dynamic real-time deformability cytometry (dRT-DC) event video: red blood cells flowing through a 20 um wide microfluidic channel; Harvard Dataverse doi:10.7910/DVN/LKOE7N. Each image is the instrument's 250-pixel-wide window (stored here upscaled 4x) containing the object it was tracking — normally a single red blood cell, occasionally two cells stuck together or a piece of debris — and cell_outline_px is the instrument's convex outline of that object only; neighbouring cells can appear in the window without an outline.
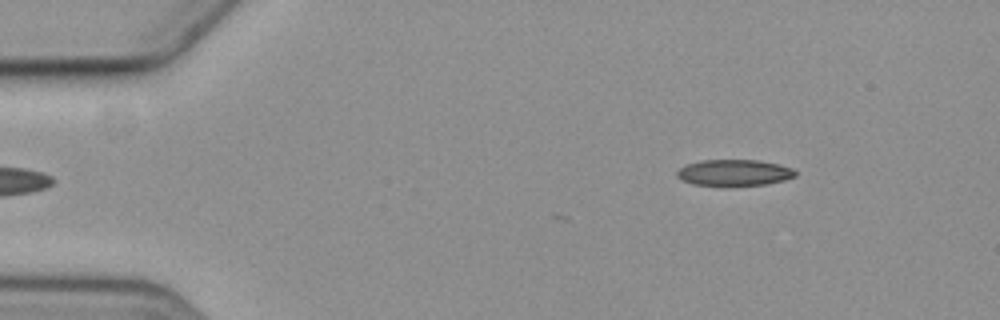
{"species": "common noctule bat (a hibernating species)", "species_latin": "Nyctalus noctula", "temperature_condition": "cold", "stored_images_in_passage": 6, "segment_of_instrument_passage": [2, 2], "camera_frame_rate_fps": 3000, "um_per_image_px": 0.085, "animal": {"sex": "female", "body_mass_g": 19.3, "forearm_length_mm": 54.1}, "frame": {"image": 1, "passage_image": 6, "time_ms": 6.0, "image_size_px": [1000, 320], "cell_outline_px": [[796, 176], [784, 180], [764, 184], [692, 184], [676, 176], [676, 172], [680, 168], [688, 164], [700, 160], [760, 160], [780, 164], [792, 168], [796, 172]], "centroid_in_image_um": [62.43, 14.64], "position_along_channel_um": 22.6, "area_um2": 17.63}}